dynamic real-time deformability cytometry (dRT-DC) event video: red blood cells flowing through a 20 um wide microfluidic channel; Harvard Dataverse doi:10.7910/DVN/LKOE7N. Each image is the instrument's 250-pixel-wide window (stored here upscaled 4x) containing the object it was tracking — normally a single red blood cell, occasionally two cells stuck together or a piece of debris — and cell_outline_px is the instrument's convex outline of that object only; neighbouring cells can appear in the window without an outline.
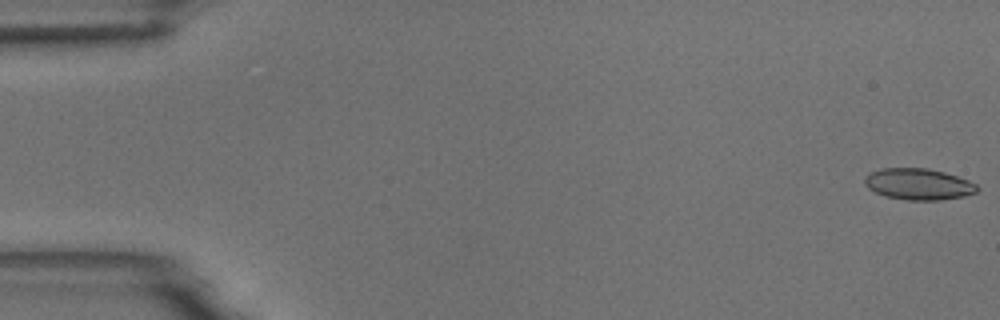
{"species": "common noctule bat (a hibernating species)", "species_latin": "Nyctalus noctula", "temperature_condition": "room temperature", "stored_images_in_passage": 5, "camera_frame_rate_fps": 3000, "um_per_image_px": 0.085, "animal": {"sex": "male", "body_mass_g": 18.8}, "frame": {"image": 1, "passage_image": 1, "time_ms": 0.0, "image_size_px": [1000, 320], "cell_outline_px": [[980, 188], [976, 192], [964, 196], [940, 200], [908, 200], [888, 196], [876, 192], [868, 188], [864, 184], [864, 180], [868, 172], [880, 168], [928, 168], [944, 172], [968, 180], [976, 184]], "centroid_in_image_um": [78.06, 15.64], "position_along_channel_um": 6.9, "area_um2": 20.52}}
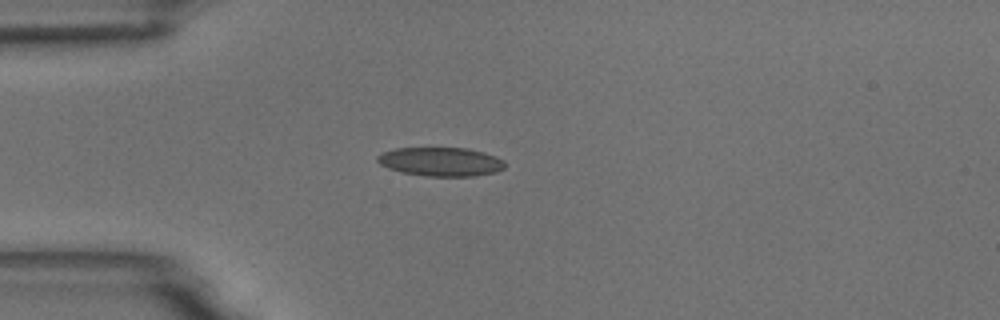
{"frame": {"image": 2, "passage_image": 5, "time_ms": 4.667, "image_size_px": [1000, 320], "cell_outline_px": [[504, 168], [496, 172], [472, 176], [424, 176], [400, 172], [388, 168], [380, 164], [376, 160], [376, 156], [384, 152], [396, 148], [468, 148], [484, 152], [496, 156], [504, 160]], "centroid_in_image_um": [37.46, 13.74], "position_along_channel_um": 47.5, "area_um2": 21.5}}